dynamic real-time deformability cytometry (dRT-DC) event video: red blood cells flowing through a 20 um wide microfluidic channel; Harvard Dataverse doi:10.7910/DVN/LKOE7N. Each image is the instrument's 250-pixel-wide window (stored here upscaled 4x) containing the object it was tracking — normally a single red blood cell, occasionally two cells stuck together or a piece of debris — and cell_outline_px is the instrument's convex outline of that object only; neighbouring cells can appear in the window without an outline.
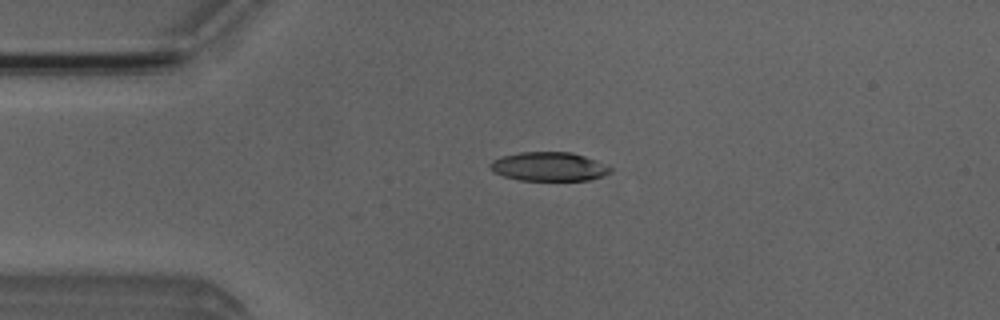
{"species": "Egyptian fruit bat (a non-hibernating species)", "species_latin": "Rousettus aegyptiacus", "temperature_condition": "room temperature", "stored_images_in_passage": 5, "camera_frame_rate_fps": 3000, "um_per_image_px": 0.085, "animal": {"sex": "male"}, "frame": {"image": 1, "passage_image": 1, "time_ms": 0.0, "image_size_px": [1000, 320], "cell_outline_px": [[612, 172], [604, 176], [588, 180], [520, 180], [504, 176], [492, 172], [488, 168], [488, 164], [492, 160], [504, 156], [520, 152], [572, 152], [584, 156], [612, 168]], "centroid_in_image_um": [46.62, 14.16], "position_along_channel_um": 38.4, "area_um2": 20.23}}
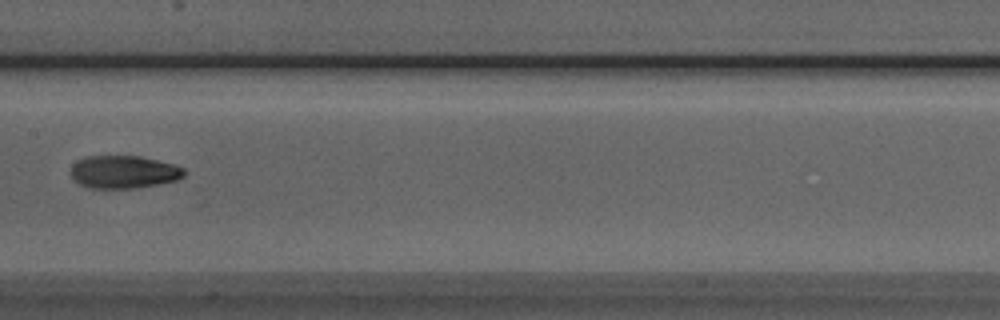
{"frame": {"image": 2, "passage_image": 5, "time_ms": 4.667, "image_size_px": [1000, 320], "cell_outline_px": [[188, 172], [184, 176], [176, 180], [160, 184], [136, 188], [88, 188], [80, 184], [72, 176], [72, 164], [76, 160], [88, 156], [140, 156], [176, 164], [184, 168]], "centroid_in_image_um": [10.57, 14.61], "position_along_channel_um": 196.8, "area_um2": 21.85}}